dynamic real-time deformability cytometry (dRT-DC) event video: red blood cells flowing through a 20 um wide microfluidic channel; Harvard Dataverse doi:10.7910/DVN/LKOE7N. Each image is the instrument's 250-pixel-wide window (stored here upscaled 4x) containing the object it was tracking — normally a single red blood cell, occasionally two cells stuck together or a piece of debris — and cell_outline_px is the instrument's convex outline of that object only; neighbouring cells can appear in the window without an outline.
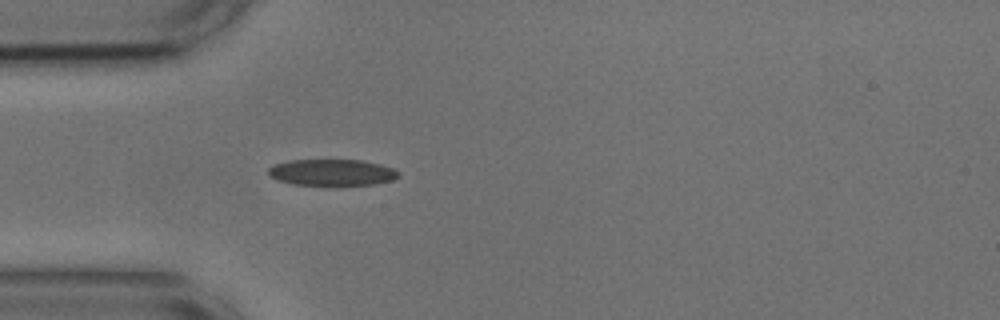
{"species": "common noctule bat (a hibernating species)", "species_latin": "Nyctalus noctula", "temperature_condition": "cold", "stored_images_in_passage": 34, "camera_frame_rate_fps": 3000, "um_per_image_px": 0.085, "animal": {"sex": "male", "body_mass_g": 17.9, "forearm_length_mm": 54.2}, "frame": {"image": 1, "passage_image": 1, "time_ms": 0.0, "image_size_px": [1000, 320], "cell_outline_px": [[400, 176], [392, 180], [372, 184], [292, 184], [276, 180], [268, 176], [268, 168], [272, 164], [288, 160], [360, 160], [380, 164], [392, 168], [400, 172]], "centroid_in_image_um": [28.16, 14.64], "position_along_channel_um": 56.8, "area_um2": 19.88}}
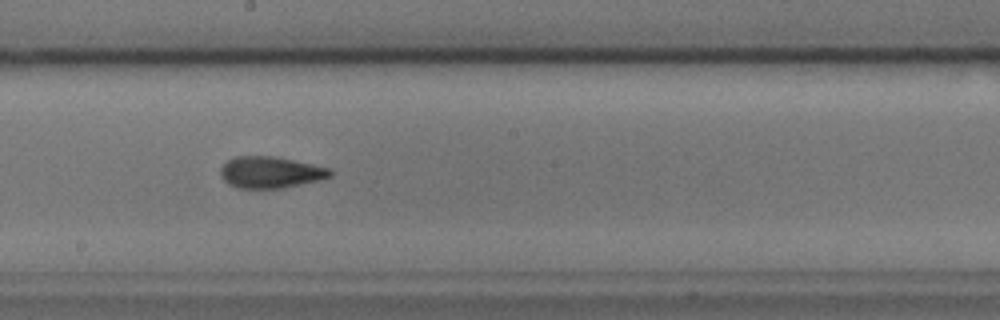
{"frame": {"image": 2, "passage_image": 15, "time_ms": 4.667, "image_size_px": [1000, 320], "cell_outline_px": [[336, 172], [332, 176], [320, 180], [280, 188], [236, 188], [228, 184], [220, 176], [220, 168], [228, 160], [236, 156], [272, 156], [332, 168]], "centroid_in_image_um": [23.01, 14.65], "position_along_channel_um": 225.2, "area_um2": 20.23}, "authors_computed_cell_mechanics": {"area_um2": 19.7965, "velocity_mm_per_s": 3.6593, "shape_relaxation_time_tau1_ms": 5.4756, "shape_relaxation_time_tau2_ms": 2.0466, "deformation_change_tau1": 0.1392, "deformation_change_tau2": 0.0754}}